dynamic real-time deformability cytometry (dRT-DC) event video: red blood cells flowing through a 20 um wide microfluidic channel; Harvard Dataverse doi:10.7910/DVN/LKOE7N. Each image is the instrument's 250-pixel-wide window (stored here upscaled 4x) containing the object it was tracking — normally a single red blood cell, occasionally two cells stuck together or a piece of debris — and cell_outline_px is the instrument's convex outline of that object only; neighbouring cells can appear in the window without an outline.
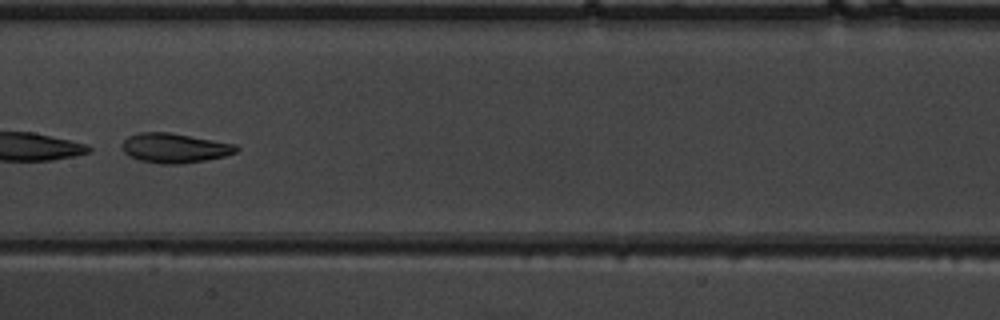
{"species": "common noctule bat (a hibernating species)", "species_latin": "Nyctalus noctula", "temperature_condition": "warm", "stored_images_in_passage": 50, "camera_frame_rate_fps": 3000, "um_per_image_px": 0.085, "animal": {"sex": "male", "body_mass_g": 19.5, "forearm_length_mm": 54.6}, "frame": {"image": 1, "passage_image": 27, "time_ms": 8.667, "image_size_px": [1000, 320], "cell_outline_px": [[240, 148], [236, 152], [224, 156], [204, 160], [176, 164], [160, 164], [140, 160], [128, 156], [124, 152], [120, 144], [128, 136], [136, 132], [168, 132], [236, 144]], "centroid_in_image_um": [14.8, 12.57], "position_along_channel_um": 192.6, "area_um2": 19.71}}
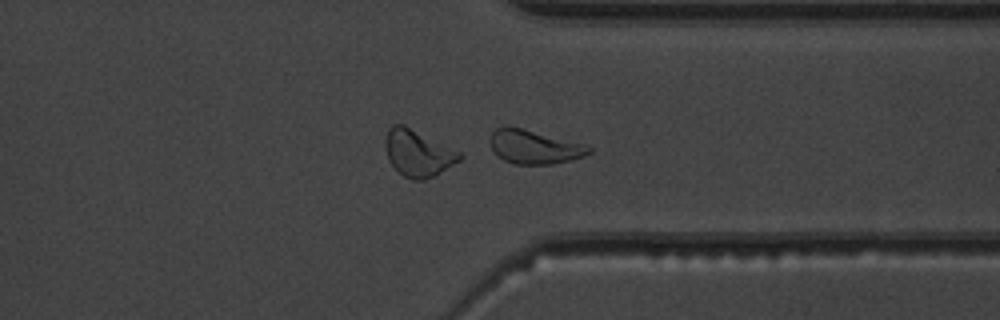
{"frame": {"image": 2, "passage_image": 40, "time_ms": 13.0, "image_size_px": [1000, 320], "cell_outline_px": [[592, 152], [584, 156], [572, 160], [552, 164], [512, 164], [496, 156], [488, 140], [492, 132], [496, 128], [508, 124], [588, 144], [592, 148]], "centroid_in_image_um": [45.41, 12.46], "position_along_channel_um": 366.0, "area_um2": 20.17}}